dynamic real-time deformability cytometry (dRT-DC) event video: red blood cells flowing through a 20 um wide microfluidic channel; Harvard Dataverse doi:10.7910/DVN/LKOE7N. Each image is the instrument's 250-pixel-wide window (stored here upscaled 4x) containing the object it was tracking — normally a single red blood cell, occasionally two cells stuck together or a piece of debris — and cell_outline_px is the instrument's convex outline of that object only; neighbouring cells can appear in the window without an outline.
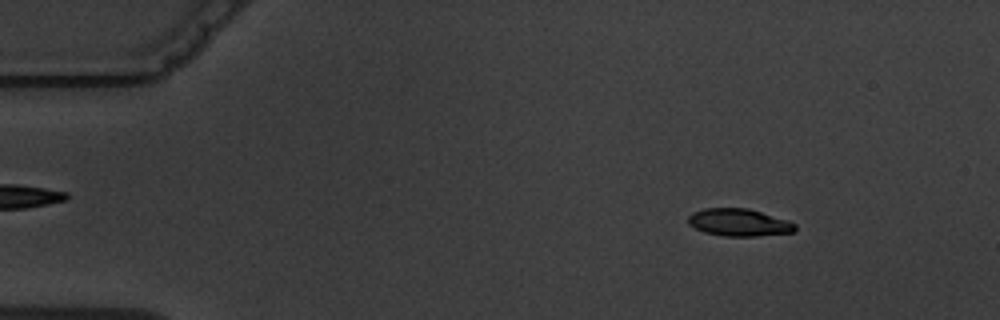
{"species": "common noctule bat (a hibernating species)", "species_latin": "Nyctalus noctula", "temperature_condition": "warm", "stored_images_in_passage": 5, "camera_frame_rate_fps": 3000, "um_per_image_px": 0.085, "animal": {"sex": "male", "body_mass_g": 19.5, "forearm_length_mm": 54.6}, "frame": {"image": 1, "passage_image": 1, "time_ms": 0.0, "image_size_px": [1000, 320], "cell_outline_px": [[796, 232], [756, 236], [724, 236], [704, 232], [688, 224], [688, 216], [692, 212], [704, 208], [748, 208], [788, 220], [796, 224]], "centroid_in_image_um": [62.82, 18.91], "position_along_channel_um": 22.2, "area_um2": 17.17}}
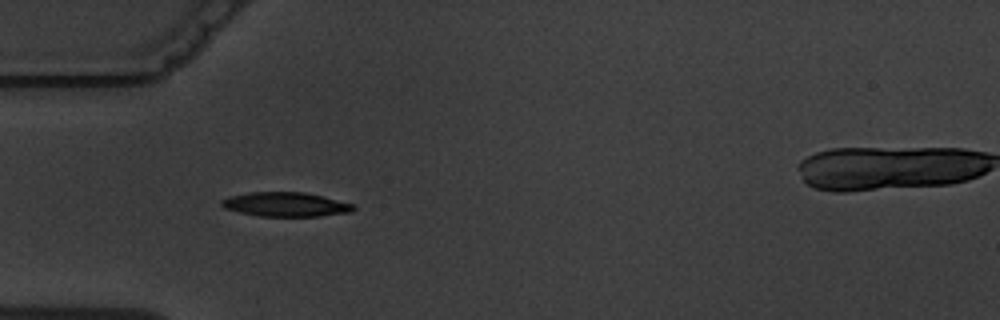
{"frame": {"image": 2, "passage_image": 4, "time_ms": 3.333, "image_size_px": [1000, 320], "cell_outline_px": [[356, 208], [352, 212], [320, 216], [260, 216], [240, 212], [224, 208], [220, 204], [220, 200], [228, 196], [248, 192], [304, 192], [324, 196], [352, 204]], "centroid_in_image_um": [24.26, 17.37], "position_along_channel_um": 60.7, "area_um2": 18.73}}